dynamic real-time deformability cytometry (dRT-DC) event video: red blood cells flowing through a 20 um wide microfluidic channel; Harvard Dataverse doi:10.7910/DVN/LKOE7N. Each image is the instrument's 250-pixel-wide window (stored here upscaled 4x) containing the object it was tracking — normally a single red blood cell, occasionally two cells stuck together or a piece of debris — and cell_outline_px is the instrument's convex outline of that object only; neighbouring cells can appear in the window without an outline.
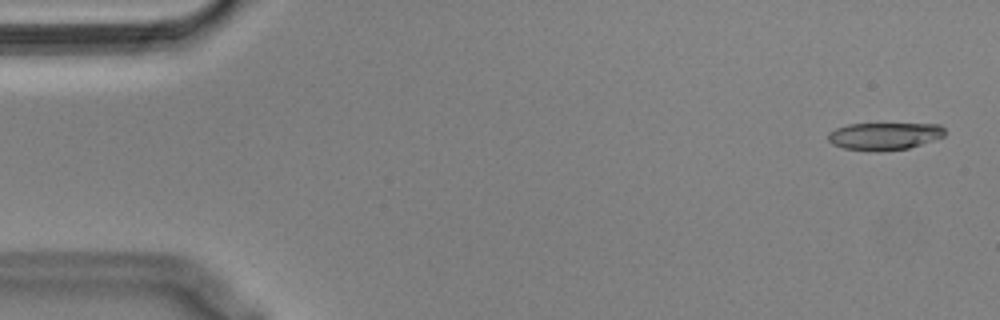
{"species": "Egyptian fruit bat (a non-hibernating species)", "species_latin": "Rousettus aegyptiacus", "temperature_condition": "cold", "stored_images_in_passage": 54, "segment_of_instrument_passage": [1, 2], "camera_frame_rate_fps": 3000, "um_per_image_px": 0.085, "animal": {"sex": "male"}, "frame": {"image": 1, "passage_image": 2, "time_ms": 0.333, "image_size_px": [1000, 320], "cell_outline_px": [[944, 136], [908, 148], [844, 148], [832, 144], [828, 140], [828, 132], [836, 128], [848, 124], [940, 124], [944, 128]], "centroid_in_image_um": [75.17, 11.51], "position_along_channel_um": 9.8, "area_um2": 17.63}}
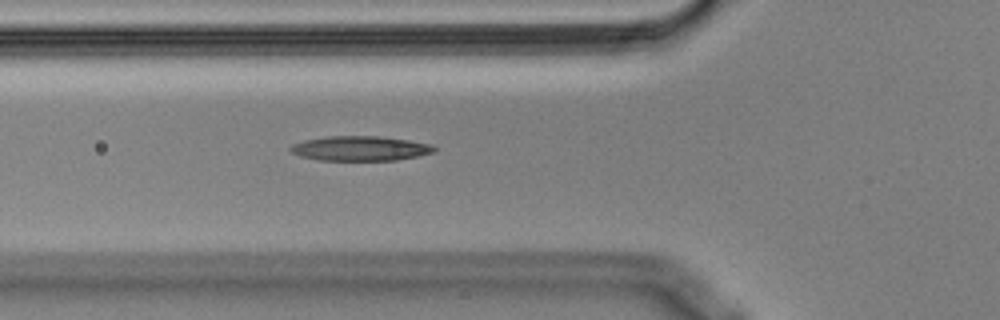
{"frame": {"image": 2, "passage_image": 19, "time_ms": 6.0, "image_size_px": [1000, 320], "cell_outline_px": [[436, 152], [396, 160], [320, 160], [300, 156], [292, 152], [288, 148], [292, 144], [304, 140], [328, 136], [380, 136], [408, 140], [432, 144], [436, 148]], "centroid_in_image_um": [30.62, 12.61], "position_along_channel_um": 95.2, "area_um2": 20.69}}
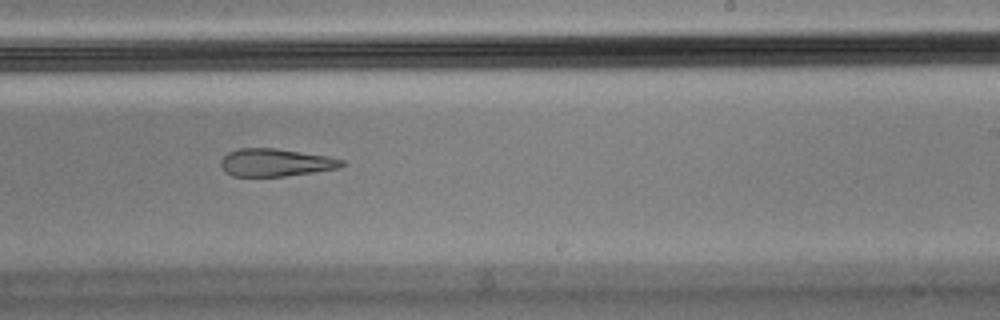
{"frame": {"image": 3, "passage_image": 33, "time_ms": 10.667, "image_size_px": [1000, 320], "cell_outline_px": [[344, 164], [340, 168], [284, 176], [232, 176], [224, 172], [220, 164], [220, 160], [228, 152], [240, 148], [276, 148], [328, 156], [344, 160]], "centroid_in_image_um": [23.4, 13.81], "position_along_channel_um": 265.6, "area_um2": 19.54}}